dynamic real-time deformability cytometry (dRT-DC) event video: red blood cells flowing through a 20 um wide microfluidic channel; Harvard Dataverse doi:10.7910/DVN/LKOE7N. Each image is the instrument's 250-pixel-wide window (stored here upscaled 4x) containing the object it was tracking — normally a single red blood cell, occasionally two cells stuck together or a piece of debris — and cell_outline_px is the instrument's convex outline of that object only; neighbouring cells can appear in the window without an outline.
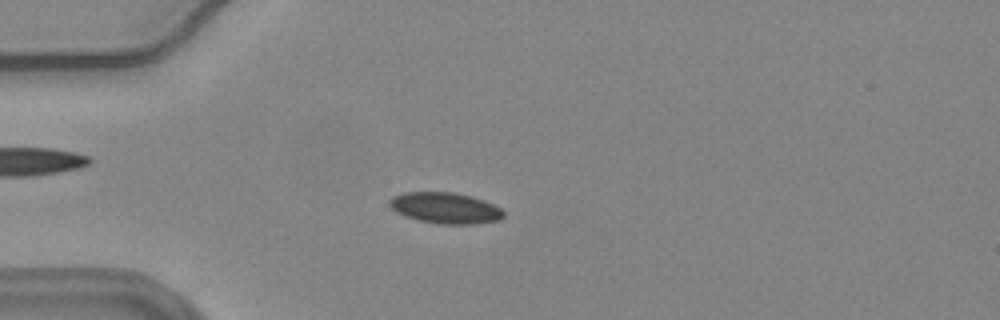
{"species": "common noctule bat (a hibernating species)", "species_latin": "Nyctalus noctula", "temperature_condition": "warm", "stored_images_in_passage": 56, "camera_frame_rate_fps": 3000, "um_per_image_px": 0.085, "animal": {"sex": "female", "body_mass_g": 24.6, "forearm_length_mm": 56.2}, "frame": {"image": 1, "passage_image": 15, "time_ms": 4.667, "image_size_px": [1000, 320], "cell_outline_px": [[504, 216], [500, 220], [476, 224], [440, 224], [420, 220], [404, 216], [396, 212], [388, 204], [388, 200], [392, 196], [404, 192], [452, 192], [472, 196], [484, 200], [500, 208], [504, 212]], "centroid_in_image_um": [37.84, 17.68], "position_along_channel_um": 47.2, "area_um2": 20.75}}
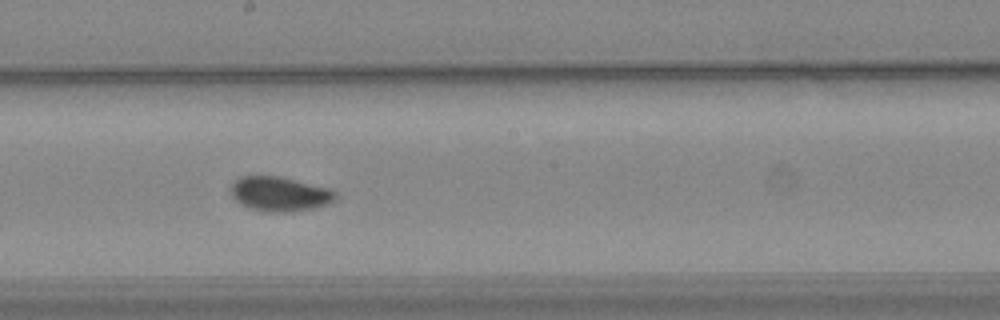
{"frame": {"image": 2, "passage_image": 31, "time_ms": 10.0, "image_size_px": [1000, 320], "cell_outline_px": [[336, 200], [328, 204], [316, 208], [288, 212], [264, 212], [240, 204], [232, 196], [232, 184], [240, 176], [280, 176], [332, 188], [336, 192]], "centroid_in_image_um": [23.83, 16.49], "position_along_channel_um": 224.4, "area_um2": 21.27}}
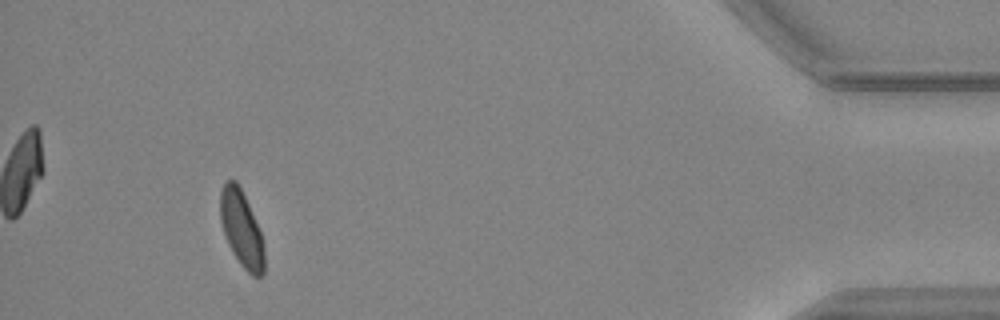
{"frame": {"image": 3, "passage_image": 52, "time_ms": 17.0, "image_size_px": [1000, 320], "cell_outline_px": [[264, 276], [252, 276], [240, 264], [232, 252], [228, 244], [220, 220], [220, 192], [224, 184], [228, 180], [236, 180], [248, 204], [260, 232], [264, 248]], "centroid_in_image_um": [20.52, 19.48], "position_along_channel_um": 414.7, "area_um2": 19.25}, "authors_computed_cell_mechanics": {"area_um2": 20.1722, "velocity_mm_per_s": 3.6618, "shape_relaxation_time_tau1_ms": 3.5357, "shape_relaxation_time_tau2_ms": 0.9379, "deformation_change_tau1": 0.1132, "deformation_change_tau2": 0.0374}}